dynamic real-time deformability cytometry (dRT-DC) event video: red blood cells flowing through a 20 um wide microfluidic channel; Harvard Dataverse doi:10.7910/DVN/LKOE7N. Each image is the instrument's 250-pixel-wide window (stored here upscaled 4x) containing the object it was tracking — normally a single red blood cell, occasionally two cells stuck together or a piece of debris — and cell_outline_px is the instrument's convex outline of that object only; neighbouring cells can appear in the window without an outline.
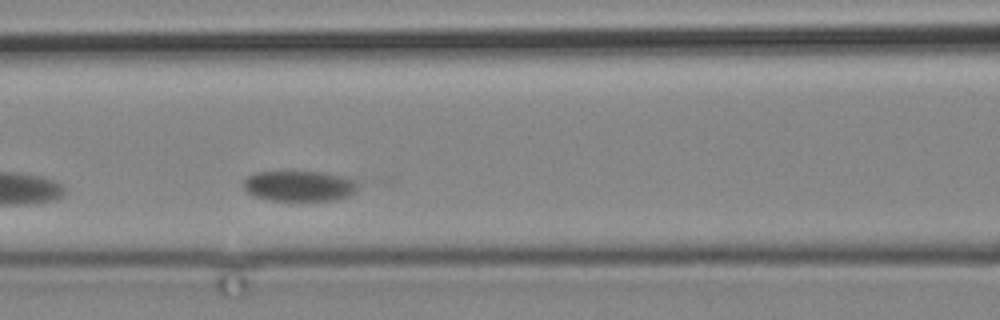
{"species": "common noctule bat (a hibernating species)", "species_latin": "Nyctalus noctula", "temperature_condition": "cold", "stored_images_in_passage": 6, "camera_frame_rate_fps": 3000, "um_per_image_px": 0.085, "animal": {"sex": "male", "body_mass_g": 19.2, "forearm_length_mm": 51.8}, "frame": {"image": 1, "passage_image": 6, "time_ms": 5.667, "image_size_px": [1000, 320], "cell_outline_px": [[356, 188], [348, 196], [336, 200], [268, 200], [252, 196], [244, 188], [244, 180], [248, 176], [256, 172], [320, 172], [344, 176], [356, 180]], "centroid_in_image_um": [25.41, 15.81], "position_along_channel_um": 141.2, "area_um2": 20.17}}